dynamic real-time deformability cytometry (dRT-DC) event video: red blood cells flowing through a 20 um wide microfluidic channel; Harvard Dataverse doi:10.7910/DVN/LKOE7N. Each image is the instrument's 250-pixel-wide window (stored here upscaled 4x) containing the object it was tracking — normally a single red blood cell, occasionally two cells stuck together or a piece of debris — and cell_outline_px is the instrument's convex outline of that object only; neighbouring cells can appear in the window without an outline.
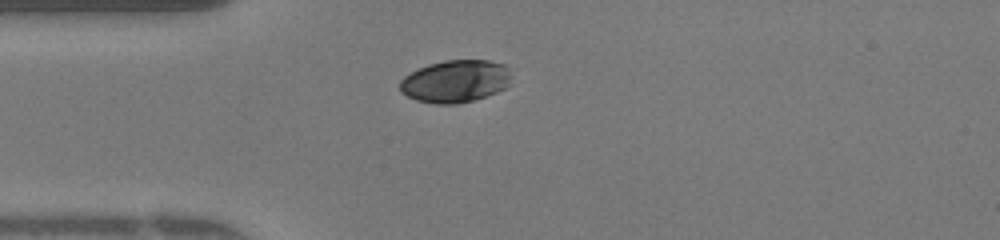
{"species": "human", "species_latin": "Homo sapiens", "temperature_condition": "warm", "stored_images_in_passage": 38, "camera_frame_rate_fps": 3000, "um_per_image_px": 0.085, "donor": {"sex": "female"}, "frame": {"image": 1, "passage_image": 2, "time_ms": 0.333, "image_size_px": [1000, 240], "cell_outline_px": [[508, 84], [504, 88], [496, 92], [472, 100], [456, 104], [436, 104], [416, 100], [400, 92], [400, 80], [404, 76], [420, 68], [444, 60], [488, 60], [504, 64], [508, 76]], "centroid_in_image_um": [38.65, 6.91], "position_along_channel_um": 46.3, "area_um2": 27.05}}
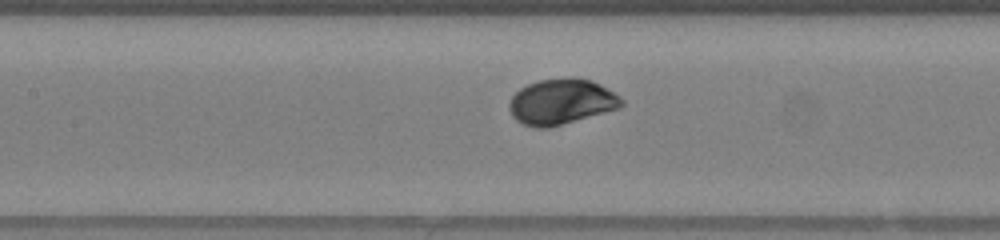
{"frame": {"image": 2, "passage_image": 11, "time_ms": 3.333, "image_size_px": [1000, 240], "cell_outline_px": [[624, 104], [620, 108], [548, 128], [536, 128], [524, 124], [516, 120], [512, 116], [508, 108], [508, 104], [512, 96], [520, 88], [528, 84], [540, 80], [564, 76], [572, 76], [592, 80], [600, 84], [620, 96], [624, 100]], "centroid_in_image_um": [47.72, 8.63], "position_along_channel_um": 159.7, "area_um2": 30.11}}
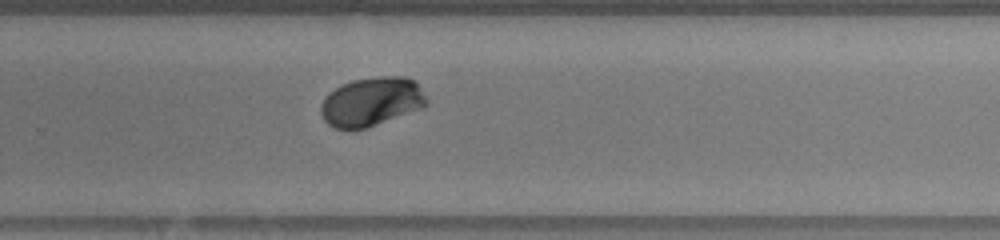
{"frame": {"image": 3, "passage_image": 21, "time_ms": 6.667, "image_size_px": [1000, 240], "cell_outline_px": [[428, 104], [424, 108], [368, 128], [336, 128], [328, 124], [324, 120], [320, 112], [320, 104], [328, 92], [352, 80], [380, 76], [400, 76], [412, 80], [416, 84], [428, 100]], "centroid_in_image_um": [31.57, 8.66], "position_along_channel_um": 298.2, "area_um2": 30.11}, "authors_computed_cell_mechanics": {"area_um2": 28.9, "velocity_mm_per_s": 4.1723, "shape_relaxation_time_tau1_ms": 1.7868, "shape_relaxation_time_tau2_ms": null, "deformation_change_tau1": 0.1284, "deformation_change_tau2": null}}